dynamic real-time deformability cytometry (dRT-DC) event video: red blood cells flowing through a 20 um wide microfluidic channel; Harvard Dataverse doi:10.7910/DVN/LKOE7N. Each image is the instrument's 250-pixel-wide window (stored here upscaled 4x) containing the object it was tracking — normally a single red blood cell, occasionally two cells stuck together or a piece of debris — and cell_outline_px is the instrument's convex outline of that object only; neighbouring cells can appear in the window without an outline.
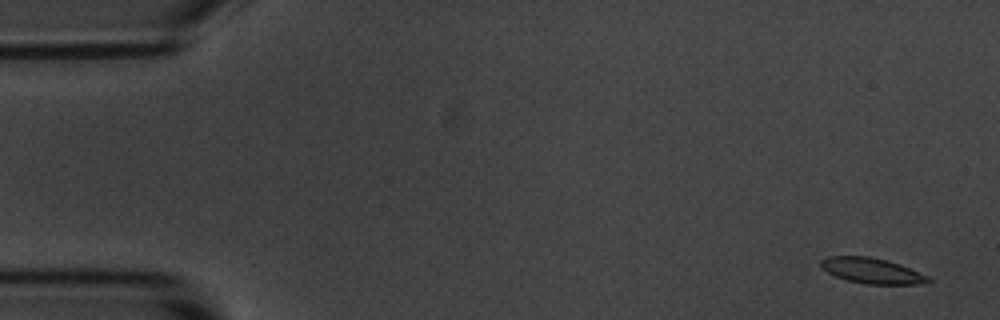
{"species": "common noctule bat (a hibernating species)", "species_latin": "Nyctalus noctula", "temperature_condition": "room temperature", "stored_images_in_passage": 9, "camera_frame_rate_fps": 3000, "um_per_image_px": 0.085, "animal": {"sex": "male", "body_mass_g": 20.1, "forearm_length_mm": 53.5}, "frame": {"image": 1, "passage_image": 1, "time_ms": 0.0, "image_size_px": [1000, 320], "cell_outline_px": [[932, 280], [916, 284], [864, 284], [848, 280], [836, 276], [828, 272], [820, 264], [820, 260], [828, 256], [868, 256], [888, 260], [900, 264], [928, 276]], "centroid_in_image_um": [74.1, 23.0], "position_along_channel_um": 10.9, "area_um2": 15.78}}
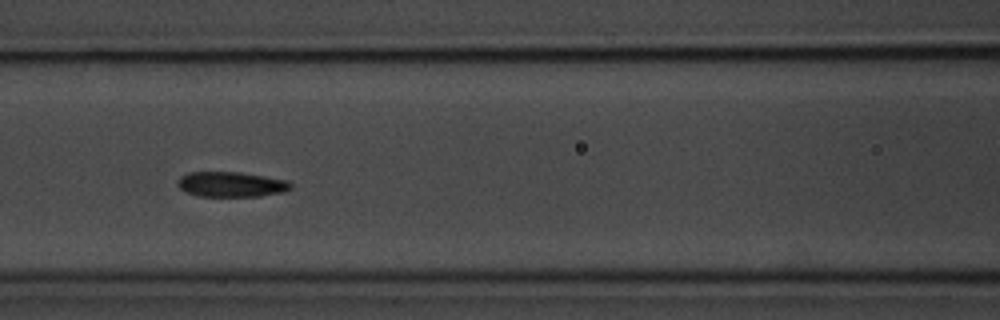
{"frame": {"image": 2, "passage_image": 7, "time_ms": 7.0, "image_size_px": [1000, 320], "cell_outline_px": [[292, 188], [284, 192], [260, 196], [196, 196], [184, 192], [176, 184], [176, 180], [180, 176], [188, 172], [240, 172], [288, 180], [292, 184]], "centroid_in_image_um": [19.62, 15.67], "position_along_channel_um": 147.0, "area_um2": 16.82}}
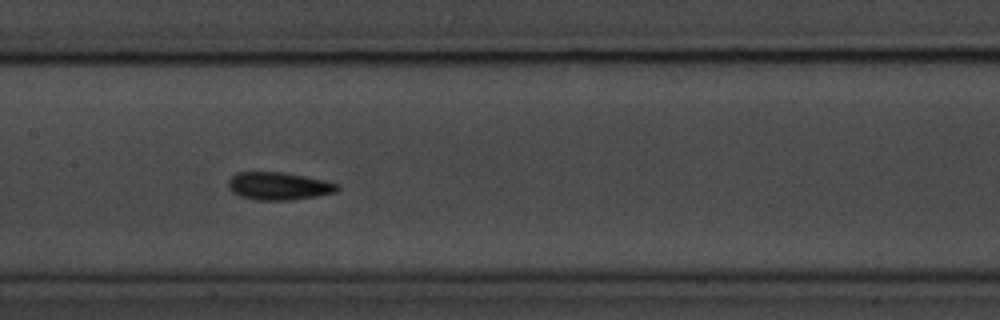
{"frame": {"image": 3, "passage_image": 8, "time_ms": 8.0, "image_size_px": [1000, 320], "cell_outline_px": [[340, 188], [336, 192], [316, 196], [288, 200], [256, 200], [240, 196], [232, 192], [228, 188], [228, 180], [236, 172], [284, 172], [328, 180], [340, 184]], "centroid_in_image_um": [23.71, 15.8], "position_along_channel_um": 183.7, "area_um2": 17.86}}